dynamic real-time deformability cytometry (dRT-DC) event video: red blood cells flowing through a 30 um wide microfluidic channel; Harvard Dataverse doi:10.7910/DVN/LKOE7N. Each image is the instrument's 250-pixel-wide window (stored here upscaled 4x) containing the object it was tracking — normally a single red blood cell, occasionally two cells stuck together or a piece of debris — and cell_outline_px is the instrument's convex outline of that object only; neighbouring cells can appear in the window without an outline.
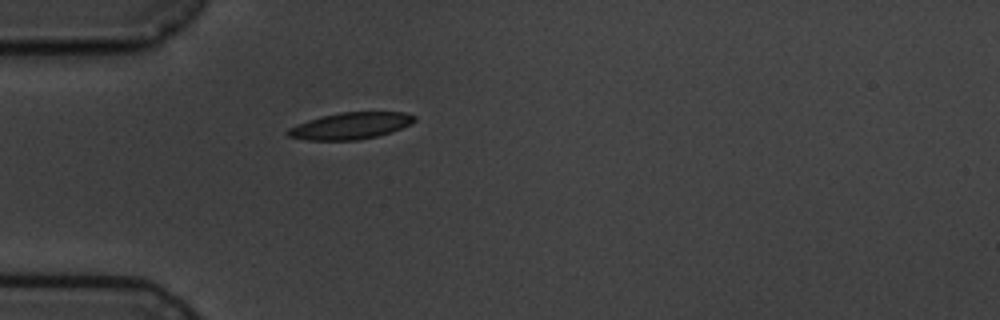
{"species": "common noctule bat (a hibernating species)", "species_latin": "Nyctalus noctula", "temperature_condition": "cold", "stored_images_in_passage": 1, "camera_frame_rate_fps": 3000, "um_per_image_px": 0.085, "animal": {"sex": "male", "body_mass_g": 19.5, "forearm_length_mm": 54.6}, "frame": {"image": 1, "passage_image": 1, "time_ms": 0.0, "image_size_px": [1000, 320], "cell_outline_px": [[416, 120], [412, 124], [392, 132], [376, 136], [356, 140], [308, 140], [288, 136], [284, 132], [288, 128], [308, 120], [320, 116], [340, 112], [404, 112], [416, 116]], "centroid_in_image_um": [29.8, 10.69], "position_along_channel_um": 55.2, "area_um2": 19.77}}